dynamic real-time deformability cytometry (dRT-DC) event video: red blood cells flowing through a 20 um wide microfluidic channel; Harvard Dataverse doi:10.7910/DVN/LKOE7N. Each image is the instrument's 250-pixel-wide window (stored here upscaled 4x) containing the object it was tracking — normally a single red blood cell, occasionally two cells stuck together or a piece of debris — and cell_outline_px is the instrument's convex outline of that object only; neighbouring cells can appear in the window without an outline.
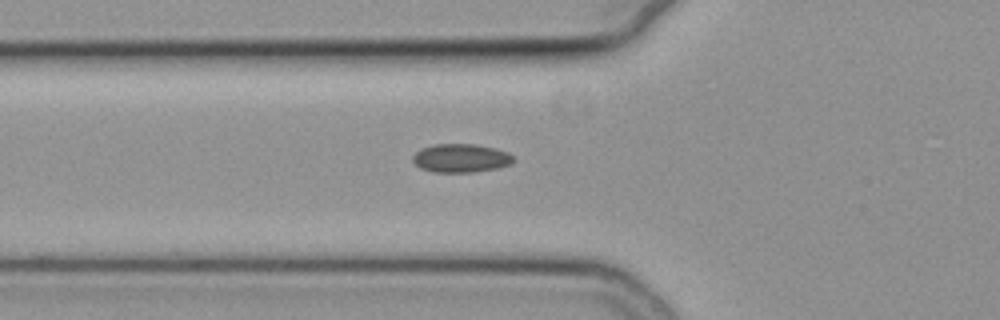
{"species": "common noctule bat (a hibernating species)", "species_latin": "Nyctalus noctula", "temperature_condition": "cold", "stored_images_in_passage": 35, "camera_frame_rate_fps": 3000, "um_per_image_px": 0.085, "animal": {"sex": "female", "body_mass_g": 19.3, "forearm_length_mm": 54.1}, "frame": {"image": 1, "passage_image": 2, "time_ms": 0.333, "image_size_px": [1000, 320], "cell_outline_px": [[516, 160], [512, 164], [496, 168], [476, 172], [432, 172], [420, 168], [412, 160], [412, 156], [420, 148], [436, 144], [476, 144], [496, 148], [508, 152]], "centroid_in_image_um": [39.19, 13.44], "position_along_channel_um": 86.6, "area_um2": 16.94}}
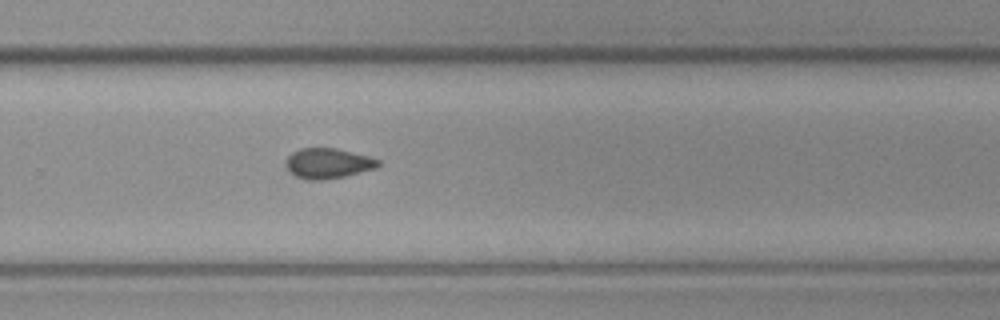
{"frame": {"image": 2, "passage_image": 19, "time_ms": 6.0, "image_size_px": [1000, 320], "cell_outline_px": [[380, 164], [376, 168], [344, 176], [324, 180], [308, 180], [296, 176], [284, 164], [284, 160], [292, 152], [300, 148], [336, 148], [368, 156], [380, 160]], "centroid_in_image_um": [27.86, 13.88], "position_along_channel_um": 301.9, "area_um2": 16.24}}
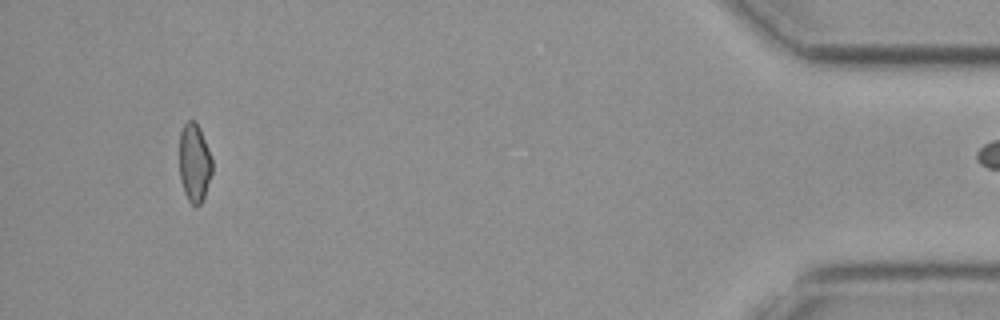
{"frame": {"image": 3, "passage_image": 34, "time_ms": 11.0, "image_size_px": [1000, 320], "cell_outline_px": [[212, 172], [204, 196], [200, 204], [196, 208], [188, 200], [184, 192], [180, 180], [180, 132], [184, 124], [188, 120], [192, 120], [200, 128], [208, 148], [212, 160]], "centroid_in_image_um": [16.52, 13.85], "position_along_channel_um": 418.7, "area_um2": 14.91}}